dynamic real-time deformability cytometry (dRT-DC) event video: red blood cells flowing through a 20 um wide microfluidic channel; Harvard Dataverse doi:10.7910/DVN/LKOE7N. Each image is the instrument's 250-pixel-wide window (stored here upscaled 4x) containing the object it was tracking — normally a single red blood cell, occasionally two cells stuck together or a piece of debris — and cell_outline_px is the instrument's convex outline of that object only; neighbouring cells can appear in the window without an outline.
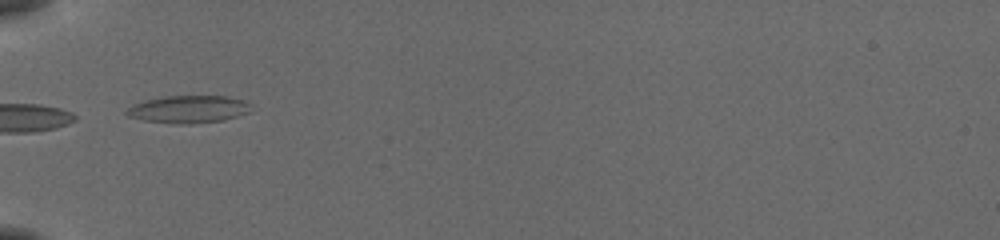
{"species": "common noctule bat (a hibernating species)", "species_latin": "Nyctalus noctula", "temperature_condition": "cold", "stored_images_in_passage": 11, "camera_frame_rate_fps": 3000, "um_per_image_px": 0.085, "animal": {"sex": "female", "body_mass_g": 19.5, "forearm_length_mm": 54.1}, "frame": {"image": 1, "passage_image": 1, "time_ms": 0.0, "image_size_px": [1000, 240], "cell_outline_px": [[252, 104], [248, 112], [224, 120], [188, 124], [180, 124], [144, 120], [128, 116], [124, 112], [128, 108], [144, 100], [164, 96], [228, 96]], "centroid_in_image_um": [16.01, 9.28], "position_along_channel_um": 69.0, "area_um2": 19.71}}